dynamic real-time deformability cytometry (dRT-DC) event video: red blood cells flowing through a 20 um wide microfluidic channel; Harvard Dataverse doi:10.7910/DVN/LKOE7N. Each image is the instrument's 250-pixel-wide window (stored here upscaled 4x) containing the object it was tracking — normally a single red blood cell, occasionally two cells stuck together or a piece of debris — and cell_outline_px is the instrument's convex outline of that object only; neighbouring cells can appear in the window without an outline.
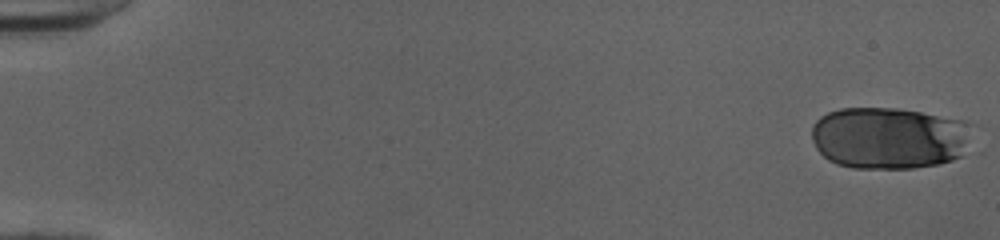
{"species": "human", "species_latin": "Homo sapiens", "temperature_condition": "cold", "stored_images_in_passage": 51, "segment_of_instrument_passage": [1, 2], "camera_frame_rate_fps": 3000, "um_per_image_px": 0.085, "donor": {"sex": "female"}, "frame": {"image": 1, "passage_image": 1, "time_ms": 0.0, "image_size_px": [1000, 240], "cell_outline_px": [[976, 124], [972, 152], [964, 156], [940, 164], [912, 168], [852, 168], [836, 164], [828, 160], [816, 148], [812, 140], [812, 124], [820, 116], [828, 112], [840, 108], [896, 108], [920, 112], [964, 120]], "centroid_in_image_um": [75.72, 11.73], "position_along_channel_um": 9.3, "area_um2": 59.82}}
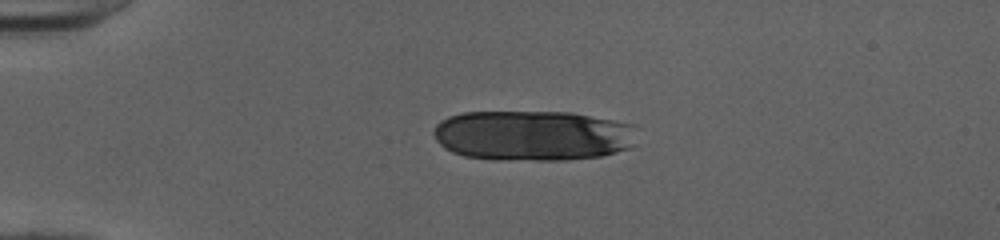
{"frame": {"image": 2, "passage_image": 13, "time_ms": 4.0, "image_size_px": [1000, 240], "cell_outline_px": [[636, 144], [632, 148], [600, 156], [568, 160], [500, 160], [464, 156], [452, 152], [444, 148], [436, 140], [432, 132], [436, 124], [440, 120], [448, 116], [464, 112], [572, 112], [636, 124]], "centroid_in_image_um": [45.33, 11.52], "position_along_channel_um": 39.7, "area_um2": 60.69}}